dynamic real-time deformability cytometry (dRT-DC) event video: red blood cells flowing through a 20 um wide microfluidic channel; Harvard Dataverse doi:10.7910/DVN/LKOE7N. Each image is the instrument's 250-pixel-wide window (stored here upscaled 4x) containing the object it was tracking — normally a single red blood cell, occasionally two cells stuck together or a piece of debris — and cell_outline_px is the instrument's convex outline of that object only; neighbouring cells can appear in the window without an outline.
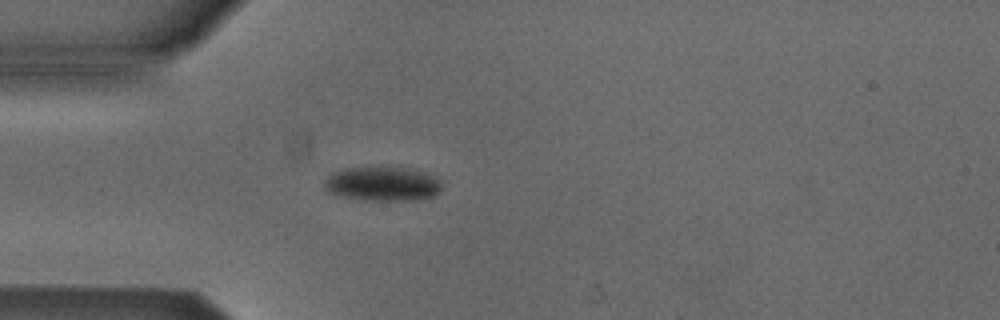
{"species": "Egyptian fruit bat (a non-hibernating species)", "species_latin": "Rousettus aegyptiacus", "temperature_condition": "cold", "stored_images_in_passage": 1, "camera_frame_rate_fps": 3000, "um_per_image_px": 0.085, "animal": {"sex": "male"}, "frame": {"image": 1, "passage_image": 1, "time_ms": 0.0, "image_size_px": [1000, 320], "cell_outline_px": [[440, 192], [432, 196], [412, 200], [368, 200], [340, 196], [328, 192], [324, 188], [324, 184], [328, 176], [332, 172], [344, 168], [380, 164], [408, 168], [440, 176]], "centroid_in_image_um": [32.51, 15.57], "position_along_channel_um": 52.5, "area_um2": 24.28}}